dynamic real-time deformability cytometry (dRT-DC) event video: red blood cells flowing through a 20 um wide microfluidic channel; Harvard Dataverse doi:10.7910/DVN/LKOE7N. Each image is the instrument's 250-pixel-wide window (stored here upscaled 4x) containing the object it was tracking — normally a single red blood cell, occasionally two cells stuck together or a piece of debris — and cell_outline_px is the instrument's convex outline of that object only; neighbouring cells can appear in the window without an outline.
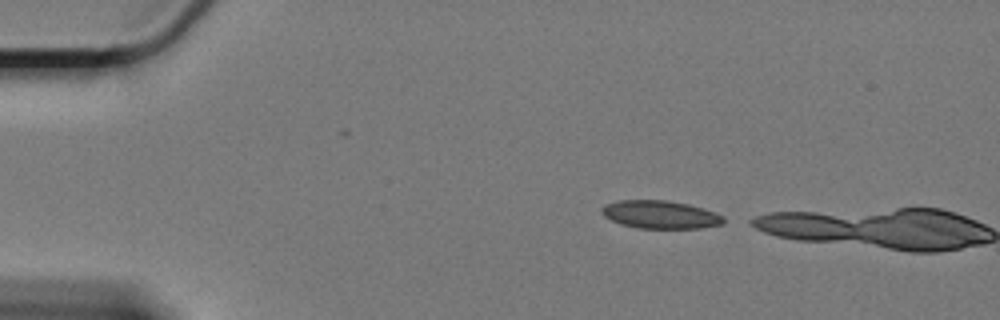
{"species": "Egyptian fruit bat (a non-hibernating species)", "species_latin": "Rousettus aegyptiacus", "temperature_condition": "cold", "stored_images_in_passage": 2, "camera_frame_rate_fps": 3000, "um_per_image_px": 0.085, "animal": {"sex": "female"}, "frame": {"image": 1, "passage_image": 1, "time_ms": 0.0, "image_size_px": [1000, 320], "cell_outline_px": [[724, 224], [700, 228], [636, 228], [620, 224], [604, 216], [600, 212], [600, 208], [604, 204], [620, 200], [668, 200], [688, 204], [716, 212], [724, 216]], "centroid_in_image_um": [56.11, 18.24], "position_along_channel_um": 28.9, "area_um2": 20.06}}